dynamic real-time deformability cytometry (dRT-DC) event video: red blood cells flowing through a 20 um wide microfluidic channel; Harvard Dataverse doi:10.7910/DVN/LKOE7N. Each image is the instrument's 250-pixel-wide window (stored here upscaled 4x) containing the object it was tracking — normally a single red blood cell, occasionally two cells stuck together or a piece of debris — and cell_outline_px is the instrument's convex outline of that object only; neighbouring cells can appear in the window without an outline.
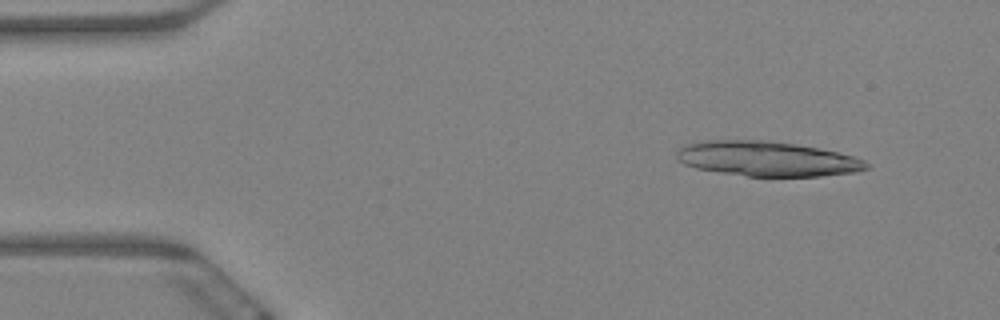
{"species": "Egyptian fruit bat (a non-hibernating species)", "species_latin": "Rousettus aegyptiacus", "temperature_condition": "warm", "stored_images_in_passage": 16, "camera_frame_rate_fps": 3000, "um_per_image_px": 0.085, "animal": {"sex": "female"}, "frame": {"image": 1, "passage_image": 6, "time_ms": 1.667, "image_size_px": [1000, 320], "cell_outline_px": [[872, 164], [868, 168], [856, 172], [820, 176], [748, 176], [720, 172], [696, 168], [684, 164], [676, 156], [676, 152], [684, 144], [704, 140], [764, 140], [796, 144], [836, 152], [852, 156], [864, 160]], "centroid_in_image_um": [65.2, 13.49], "position_along_channel_um": 19.8, "area_um2": 38.44}}